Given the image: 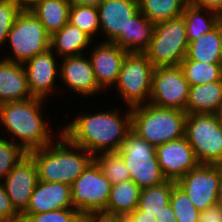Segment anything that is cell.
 Wrapping results in <instances>:
<instances>
[{
    "label": "cell",
    "mask_w": 222,
    "mask_h": 222,
    "mask_svg": "<svg viewBox=\"0 0 222 222\" xmlns=\"http://www.w3.org/2000/svg\"><path fill=\"white\" fill-rule=\"evenodd\" d=\"M115 111L82 114L67 124L61 132L75 145L83 147L93 156L98 153L117 152L131 131V110L122 120Z\"/></svg>",
    "instance_id": "6da1fadb"
},
{
    "label": "cell",
    "mask_w": 222,
    "mask_h": 222,
    "mask_svg": "<svg viewBox=\"0 0 222 222\" xmlns=\"http://www.w3.org/2000/svg\"><path fill=\"white\" fill-rule=\"evenodd\" d=\"M59 137L56 145L50 143L28 154L36 162L40 181L71 185L94 160V156L73 144L62 132Z\"/></svg>",
    "instance_id": "7a4b0ae2"
},
{
    "label": "cell",
    "mask_w": 222,
    "mask_h": 222,
    "mask_svg": "<svg viewBox=\"0 0 222 222\" xmlns=\"http://www.w3.org/2000/svg\"><path fill=\"white\" fill-rule=\"evenodd\" d=\"M44 99L32 97L25 101L7 102L0 105V125L20 142L15 144L27 153L43 148L53 140L48 123L42 119L40 109Z\"/></svg>",
    "instance_id": "3957f363"
},
{
    "label": "cell",
    "mask_w": 222,
    "mask_h": 222,
    "mask_svg": "<svg viewBox=\"0 0 222 222\" xmlns=\"http://www.w3.org/2000/svg\"><path fill=\"white\" fill-rule=\"evenodd\" d=\"M187 113L144 103L131 108V130L155 147L184 137Z\"/></svg>",
    "instance_id": "277c9868"
},
{
    "label": "cell",
    "mask_w": 222,
    "mask_h": 222,
    "mask_svg": "<svg viewBox=\"0 0 222 222\" xmlns=\"http://www.w3.org/2000/svg\"><path fill=\"white\" fill-rule=\"evenodd\" d=\"M117 153L122 157L133 180L141 189L165 182L157 159L156 147L132 130L126 135Z\"/></svg>",
    "instance_id": "5b68a950"
},
{
    "label": "cell",
    "mask_w": 222,
    "mask_h": 222,
    "mask_svg": "<svg viewBox=\"0 0 222 222\" xmlns=\"http://www.w3.org/2000/svg\"><path fill=\"white\" fill-rule=\"evenodd\" d=\"M184 137L200 164L222 165V124L215 114H187Z\"/></svg>",
    "instance_id": "8992f818"
},
{
    "label": "cell",
    "mask_w": 222,
    "mask_h": 222,
    "mask_svg": "<svg viewBox=\"0 0 222 222\" xmlns=\"http://www.w3.org/2000/svg\"><path fill=\"white\" fill-rule=\"evenodd\" d=\"M188 38L183 16L155 24L149 48L144 52L152 65L176 66L186 57Z\"/></svg>",
    "instance_id": "52a82bcc"
},
{
    "label": "cell",
    "mask_w": 222,
    "mask_h": 222,
    "mask_svg": "<svg viewBox=\"0 0 222 222\" xmlns=\"http://www.w3.org/2000/svg\"><path fill=\"white\" fill-rule=\"evenodd\" d=\"M7 40L12 47L14 57L7 56L6 60L15 63L23 64L37 54L50 49V35L30 10H21L16 16Z\"/></svg>",
    "instance_id": "ba28073f"
},
{
    "label": "cell",
    "mask_w": 222,
    "mask_h": 222,
    "mask_svg": "<svg viewBox=\"0 0 222 222\" xmlns=\"http://www.w3.org/2000/svg\"><path fill=\"white\" fill-rule=\"evenodd\" d=\"M70 186L73 209L83 216L106 210L112 184L94 160Z\"/></svg>",
    "instance_id": "9c48e42d"
},
{
    "label": "cell",
    "mask_w": 222,
    "mask_h": 222,
    "mask_svg": "<svg viewBox=\"0 0 222 222\" xmlns=\"http://www.w3.org/2000/svg\"><path fill=\"white\" fill-rule=\"evenodd\" d=\"M154 69L145 53L129 52L126 55L116 87L130 109L149 100Z\"/></svg>",
    "instance_id": "30bf717a"
},
{
    "label": "cell",
    "mask_w": 222,
    "mask_h": 222,
    "mask_svg": "<svg viewBox=\"0 0 222 222\" xmlns=\"http://www.w3.org/2000/svg\"><path fill=\"white\" fill-rule=\"evenodd\" d=\"M189 88V83L179 65L156 67L147 103L161 108L185 111Z\"/></svg>",
    "instance_id": "8fae6325"
},
{
    "label": "cell",
    "mask_w": 222,
    "mask_h": 222,
    "mask_svg": "<svg viewBox=\"0 0 222 222\" xmlns=\"http://www.w3.org/2000/svg\"><path fill=\"white\" fill-rule=\"evenodd\" d=\"M221 165L199 164L176 181L200 212L218 203Z\"/></svg>",
    "instance_id": "7c38bea8"
},
{
    "label": "cell",
    "mask_w": 222,
    "mask_h": 222,
    "mask_svg": "<svg viewBox=\"0 0 222 222\" xmlns=\"http://www.w3.org/2000/svg\"><path fill=\"white\" fill-rule=\"evenodd\" d=\"M100 31L112 42L127 51V26L139 11L138 0H104L98 7Z\"/></svg>",
    "instance_id": "4fadbf2b"
},
{
    "label": "cell",
    "mask_w": 222,
    "mask_h": 222,
    "mask_svg": "<svg viewBox=\"0 0 222 222\" xmlns=\"http://www.w3.org/2000/svg\"><path fill=\"white\" fill-rule=\"evenodd\" d=\"M3 180L13 207L21 214L39 181L36 162L27 154Z\"/></svg>",
    "instance_id": "5bb4252c"
},
{
    "label": "cell",
    "mask_w": 222,
    "mask_h": 222,
    "mask_svg": "<svg viewBox=\"0 0 222 222\" xmlns=\"http://www.w3.org/2000/svg\"><path fill=\"white\" fill-rule=\"evenodd\" d=\"M156 155L167 180L177 181L200 164L185 137L156 146Z\"/></svg>",
    "instance_id": "9a60e30c"
},
{
    "label": "cell",
    "mask_w": 222,
    "mask_h": 222,
    "mask_svg": "<svg viewBox=\"0 0 222 222\" xmlns=\"http://www.w3.org/2000/svg\"><path fill=\"white\" fill-rule=\"evenodd\" d=\"M73 208L71 186L59 182L38 181L27 208L20 214L23 222L31 214Z\"/></svg>",
    "instance_id": "2e32d148"
},
{
    "label": "cell",
    "mask_w": 222,
    "mask_h": 222,
    "mask_svg": "<svg viewBox=\"0 0 222 222\" xmlns=\"http://www.w3.org/2000/svg\"><path fill=\"white\" fill-rule=\"evenodd\" d=\"M91 52L89 59L99 87L104 90L108 86H114L129 52L107 41L97 44Z\"/></svg>",
    "instance_id": "e0dca14e"
},
{
    "label": "cell",
    "mask_w": 222,
    "mask_h": 222,
    "mask_svg": "<svg viewBox=\"0 0 222 222\" xmlns=\"http://www.w3.org/2000/svg\"><path fill=\"white\" fill-rule=\"evenodd\" d=\"M54 56L52 50L49 49L23 63V65L26 64L24 68L32 97L45 99L47 94L54 89L56 75H60Z\"/></svg>",
    "instance_id": "ac0fdd59"
},
{
    "label": "cell",
    "mask_w": 222,
    "mask_h": 222,
    "mask_svg": "<svg viewBox=\"0 0 222 222\" xmlns=\"http://www.w3.org/2000/svg\"><path fill=\"white\" fill-rule=\"evenodd\" d=\"M59 67L60 77L72 91L84 96L97 94L102 89L99 87L90 59L84 55L63 57Z\"/></svg>",
    "instance_id": "d6986e66"
},
{
    "label": "cell",
    "mask_w": 222,
    "mask_h": 222,
    "mask_svg": "<svg viewBox=\"0 0 222 222\" xmlns=\"http://www.w3.org/2000/svg\"><path fill=\"white\" fill-rule=\"evenodd\" d=\"M32 98L27 75L22 63L6 58L0 61V105L7 102L25 101Z\"/></svg>",
    "instance_id": "ffe728a7"
},
{
    "label": "cell",
    "mask_w": 222,
    "mask_h": 222,
    "mask_svg": "<svg viewBox=\"0 0 222 222\" xmlns=\"http://www.w3.org/2000/svg\"><path fill=\"white\" fill-rule=\"evenodd\" d=\"M141 188L133 181L126 180L111 186L106 210L107 217H128L138 208Z\"/></svg>",
    "instance_id": "44dd1931"
},
{
    "label": "cell",
    "mask_w": 222,
    "mask_h": 222,
    "mask_svg": "<svg viewBox=\"0 0 222 222\" xmlns=\"http://www.w3.org/2000/svg\"><path fill=\"white\" fill-rule=\"evenodd\" d=\"M222 102V81L190 86L185 112L215 114Z\"/></svg>",
    "instance_id": "7402d4cb"
},
{
    "label": "cell",
    "mask_w": 222,
    "mask_h": 222,
    "mask_svg": "<svg viewBox=\"0 0 222 222\" xmlns=\"http://www.w3.org/2000/svg\"><path fill=\"white\" fill-rule=\"evenodd\" d=\"M91 39L85 32L71 23L64 25L59 31L50 36V49L56 48L58 56H78L83 54L91 43Z\"/></svg>",
    "instance_id": "603a6c76"
},
{
    "label": "cell",
    "mask_w": 222,
    "mask_h": 222,
    "mask_svg": "<svg viewBox=\"0 0 222 222\" xmlns=\"http://www.w3.org/2000/svg\"><path fill=\"white\" fill-rule=\"evenodd\" d=\"M70 8L68 0H40L30 11L51 36L69 22Z\"/></svg>",
    "instance_id": "cb8c5ba5"
},
{
    "label": "cell",
    "mask_w": 222,
    "mask_h": 222,
    "mask_svg": "<svg viewBox=\"0 0 222 222\" xmlns=\"http://www.w3.org/2000/svg\"><path fill=\"white\" fill-rule=\"evenodd\" d=\"M205 11L207 14L206 17L204 14H202ZM182 16L186 25L188 42L199 38L201 35L211 32L220 22L218 13L202 7L194 6L189 3L186 4Z\"/></svg>",
    "instance_id": "d4e9b609"
},
{
    "label": "cell",
    "mask_w": 222,
    "mask_h": 222,
    "mask_svg": "<svg viewBox=\"0 0 222 222\" xmlns=\"http://www.w3.org/2000/svg\"><path fill=\"white\" fill-rule=\"evenodd\" d=\"M183 60L220 63V22L211 32L189 42L187 54Z\"/></svg>",
    "instance_id": "484cf974"
},
{
    "label": "cell",
    "mask_w": 222,
    "mask_h": 222,
    "mask_svg": "<svg viewBox=\"0 0 222 222\" xmlns=\"http://www.w3.org/2000/svg\"><path fill=\"white\" fill-rule=\"evenodd\" d=\"M175 185L176 181L166 180L159 185L142 189L137 209L156 217L170 204V194Z\"/></svg>",
    "instance_id": "4316f807"
},
{
    "label": "cell",
    "mask_w": 222,
    "mask_h": 222,
    "mask_svg": "<svg viewBox=\"0 0 222 222\" xmlns=\"http://www.w3.org/2000/svg\"><path fill=\"white\" fill-rule=\"evenodd\" d=\"M155 24L140 11L127 26V52L144 53L150 46Z\"/></svg>",
    "instance_id": "83f0119b"
},
{
    "label": "cell",
    "mask_w": 222,
    "mask_h": 222,
    "mask_svg": "<svg viewBox=\"0 0 222 222\" xmlns=\"http://www.w3.org/2000/svg\"><path fill=\"white\" fill-rule=\"evenodd\" d=\"M138 1L140 12L154 24L181 16L187 4V0Z\"/></svg>",
    "instance_id": "f1b7e54d"
},
{
    "label": "cell",
    "mask_w": 222,
    "mask_h": 222,
    "mask_svg": "<svg viewBox=\"0 0 222 222\" xmlns=\"http://www.w3.org/2000/svg\"><path fill=\"white\" fill-rule=\"evenodd\" d=\"M179 66L189 86L222 81V66L220 63L182 60Z\"/></svg>",
    "instance_id": "f546056e"
},
{
    "label": "cell",
    "mask_w": 222,
    "mask_h": 222,
    "mask_svg": "<svg viewBox=\"0 0 222 222\" xmlns=\"http://www.w3.org/2000/svg\"><path fill=\"white\" fill-rule=\"evenodd\" d=\"M94 161L100 167L102 173L109 179L111 184H117L131 180L128 167L117 152L100 153L94 156Z\"/></svg>",
    "instance_id": "4dcf8cb0"
},
{
    "label": "cell",
    "mask_w": 222,
    "mask_h": 222,
    "mask_svg": "<svg viewBox=\"0 0 222 222\" xmlns=\"http://www.w3.org/2000/svg\"><path fill=\"white\" fill-rule=\"evenodd\" d=\"M69 23L85 32L91 39L100 30L98 9L95 6L79 5L71 6Z\"/></svg>",
    "instance_id": "1f68e13d"
},
{
    "label": "cell",
    "mask_w": 222,
    "mask_h": 222,
    "mask_svg": "<svg viewBox=\"0 0 222 222\" xmlns=\"http://www.w3.org/2000/svg\"><path fill=\"white\" fill-rule=\"evenodd\" d=\"M170 204L178 222H198L200 212L195 208L188 195L177 185L170 194Z\"/></svg>",
    "instance_id": "d6a6232c"
},
{
    "label": "cell",
    "mask_w": 222,
    "mask_h": 222,
    "mask_svg": "<svg viewBox=\"0 0 222 222\" xmlns=\"http://www.w3.org/2000/svg\"><path fill=\"white\" fill-rule=\"evenodd\" d=\"M15 142L0 137V179L2 180L28 154Z\"/></svg>",
    "instance_id": "836d02e7"
},
{
    "label": "cell",
    "mask_w": 222,
    "mask_h": 222,
    "mask_svg": "<svg viewBox=\"0 0 222 222\" xmlns=\"http://www.w3.org/2000/svg\"><path fill=\"white\" fill-rule=\"evenodd\" d=\"M83 215L73 209L66 208L56 211L29 215L23 222H82Z\"/></svg>",
    "instance_id": "e575fe53"
},
{
    "label": "cell",
    "mask_w": 222,
    "mask_h": 222,
    "mask_svg": "<svg viewBox=\"0 0 222 222\" xmlns=\"http://www.w3.org/2000/svg\"><path fill=\"white\" fill-rule=\"evenodd\" d=\"M20 12L15 0H0V47L7 41L9 31Z\"/></svg>",
    "instance_id": "d590c367"
},
{
    "label": "cell",
    "mask_w": 222,
    "mask_h": 222,
    "mask_svg": "<svg viewBox=\"0 0 222 222\" xmlns=\"http://www.w3.org/2000/svg\"><path fill=\"white\" fill-rule=\"evenodd\" d=\"M0 222H22L21 215L13 207L4 185L0 182Z\"/></svg>",
    "instance_id": "8d00e7d4"
},
{
    "label": "cell",
    "mask_w": 222,
    "mask_h": 222,
    "mask_svg": "<svg viewBox=\"0 0 222 222\" xmlns=\"http://www.w3.org/2000/svg\"><path fill=\"white\" fill-rule=\"evenodd\" d=\"M198 222H222V204L217 203L200 211Z\"/></svg>",
    "instance_id": "74e56055"
},
{
    "label": "cell",
    "mask_w": 222,
    "mask_h": 222,
    "mask_svg": "<svg viewBox=\"0 0 222 222\" xmlns=\"http://www.w3.org/2000/svg\"><path fill=\"white\" fill-rule=\"evenodd\" d=\"M187 3L219 13L222 9V0H187Z\"/></svg>",
    "instance_id": "f35d334b"
},
{
    "label": "cell",
    "mask_w": 222,
    "mask_h": 222,
    "mask_svg": "<svg viewBox=\"0 0 222 222\" xmlns=\"http://www.w3.org/2000/svg\"><path fill=\"white\" fill-rule=\"evenodd\" d=\"M156 222H178L171 204L164 207V210L155 217Z\"/></svg>",
    "instance_id": "ab89813d"
},
{
    "label": "cell",
    "mask_w": 222,
    "mask_h": 222,
    "mask_svg": "<svg viewBox=\"0 0 222 222\" xmlns=\"http://www.w3.org/2000/svg\"><path fill=\"white\" fill-rule=\"evenodd\" d=\"M133 222H156L155 216H150L144 211L135 209L129 216Z\"/></svg>",
    "instance_id": "60d3db41"
},
{
    "label": "cell",
    "mask_w": 222,
    "mask_h": 222,
    "mask_svg": "<svg viewBox=\"0 0 222 222\" xmlns=\"http://www.w3.org/2000/svg\"><path fill=\"white\" fill-rule=\"evenodd\" d=\"M82 222H118V217H107L104 215H86L83 216Z\"/></svg>",
    "instance_id": "b9f144b4"
},
{
    "label": "cell",
    "mask_w": 222,
    "mask_h": 222,
    "mask_svg": "<svg viewBox=\"0 0 222 222\" xmlns=\"http://www.w3.org/2000/svg\"><path fill=\"white\" fill-rule=\"evenodd\" d=\"M104 0H68L71 6L89 5L98 7Z\"/></svg>",
    "instance_id": "7bdbcfd3"
},
{
    "label": "cell",
    "mask_w": 222,
    "mask_h": 222,
    "mask_svg": "<svg viewBox=\"0 0 222 222\" xmlns=\"http://www.w3.org/2000/svg\"><path fill=\"white\" fill-rule=\"evenodd\" d=\"M21 10H31L40 0H15Z\"/></svg>",
    "instance_id": "ee69618b"
},
{
    "label": "cell",
    "mask_w": 222,
    "mask_h": 222,
    "mask_svg": "<svg viewBox=\"0 0 222 222\" xmlns=\"http://www.w3.org/2000/svg\"><path fill=\"white\" fill-rule=\"evenodd\" d=\"M218 203L222 204V165H221V178L218 188Z\"/></svg>",
    "instance_id": "f6af8a7d"
},
{
    "label": "cell",
    "mask_w": 222,
    "mask_h": 222,
    "mask_svg": "<svg viewBox=\"0 0 222 222\" xmlns=\"http://www.w3.org/2000/svg\"><path fill=\"white\" fill-rule=\"evenodd\" d=\"M220 64L222 66V22H220Z\"/></svg>",
    "instance_id": "bcb514c9"
},
{
    "label": "cell",
    "mask_w": 222,
    "mask_h": 222,
    "mask_svg": "<svg viewBox=\"0 0 222 222\" xmlns=\"http://www.w3.org/2000/svg\"><path fill=\"white\" fill-rule=\"evenodd\" d=\"M217 119L219 120V122L222 124V102L217 110V112L215 113Z\"/></svg>",
    "instance_id": "7dc6e473"
},
{
    "label": "cell",
    "mask_w": 222,
    "mask_h": 222,
    "mask_svg": "<svg viewBox=\"0 0 222 222\" xmlns=\"http://www.w3.org/2000/svg\"><path fill=\"white\" fill-rule=\"evenodd\" d=\"M118 222H133L129 217H118Z\"/></svg>",
    "instance_id": "c3c4849f"
},
{
    "label": "cell",
    "mask_w": 222,
    "mask_h": 222,
    "mask_svg": "<svg viewBox=\"0 0 222 222\" xmlns=\"http://www.w3.org/2000/svg\"><path fill=\"white\" fill-rule=\"evenodd\" d=\"M218 17H219L220 22H222V9H221V11L218 13Z\"/></svg>",
    "instance_id": "681fc988"
}]
</instances>
